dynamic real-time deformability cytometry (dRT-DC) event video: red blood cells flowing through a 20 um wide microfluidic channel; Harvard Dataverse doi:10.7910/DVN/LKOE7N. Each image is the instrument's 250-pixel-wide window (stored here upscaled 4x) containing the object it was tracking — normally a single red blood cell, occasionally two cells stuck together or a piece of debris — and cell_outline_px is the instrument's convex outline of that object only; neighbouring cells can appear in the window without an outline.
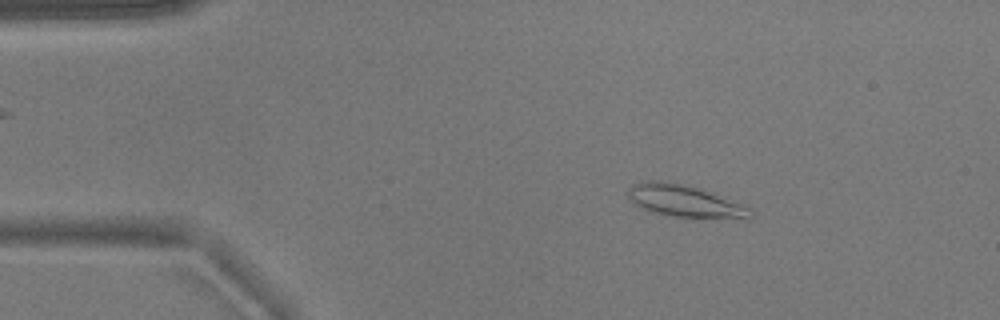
{"species": "common noctule bat (a hibernating species)", "species_latin": "Nyctalus noctula", "temperature_condition": "warm", "stored_images_in_passage": 52, "camera_frame_rate_fps": 3000, "um_per_image_px": 0.085, "animal": {"sex": "male", "body_mass_g": 17.9}, "frame": {"image": 1, "passage_image": 8, "time_ms": 2.333, "image_size_px": [1000, 320], "cell_outline_px": [[752, 216], [668, 216], [648, 212], [640, 208], [628, 196], [628, 188], [632, 184], [640, 180], [660, 180], [680, 184], [716, 192], [748, 208]], "centroid_in_image_um": [58.02, 17.03], "position_along_channel_um": 27.0, "area_um2": 22.2}}
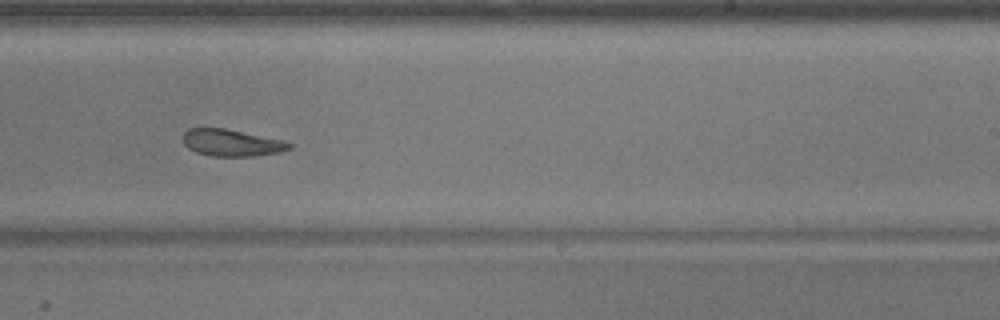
{"frame": {"image": 2, "passage_image": 32, "time_ms": 10.333, "image_size_px": [1000, 320], "cell_outline_px": [[292, 148], [280, 152], [256, 156], [212, 156], [196, 152], [188, 148], [184, 144], [184, 132], [188, 128], [224, 128], [284, 140], [292, 144]], "centroid_in_image_um": [19.71, 12.14], "position_along_channel_um": 269.3, "area_um2": 16.65}}
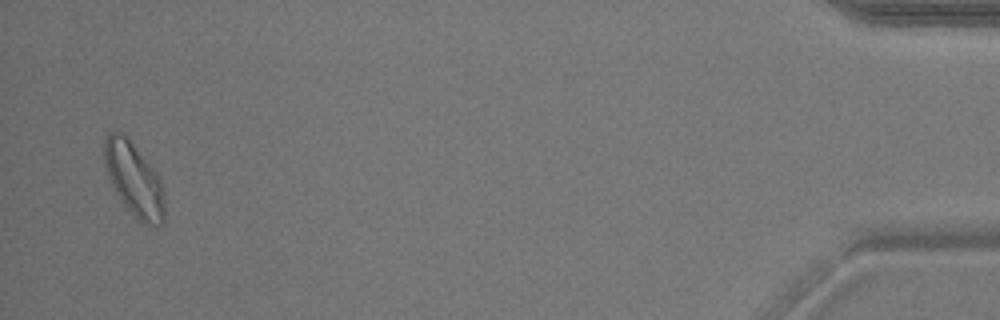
{"frame": {"image": 3, "passage_image": 51, "time_ms": 16.667, "image_size_px": [1000, 320], "cell_outline_px": [[164, 224], [156, 228], [140, 220], [124, 204], [116, 192], [112, 184], [104, 164], [104, 140], [108, 132], [116, 128], [132, 144], [152, 168], [160, 180], [164, 192]], "centroid_in_image_um": [11.39, 15.25], "position_along_channel_um": 423.8, "area_um2": 25.26}, "authors_computed_cell_mechanics": {"area_um2": 19.4786, "velocity_mm_per_s": 3.7803, "shape_relaxation_time_tau1_ms": 9.3307, "shape_relaxation_time_tau2_ms": 4.5334, "deformation_change_tau1": 0.1782, "deformation_change_tau2": 0.1074}}